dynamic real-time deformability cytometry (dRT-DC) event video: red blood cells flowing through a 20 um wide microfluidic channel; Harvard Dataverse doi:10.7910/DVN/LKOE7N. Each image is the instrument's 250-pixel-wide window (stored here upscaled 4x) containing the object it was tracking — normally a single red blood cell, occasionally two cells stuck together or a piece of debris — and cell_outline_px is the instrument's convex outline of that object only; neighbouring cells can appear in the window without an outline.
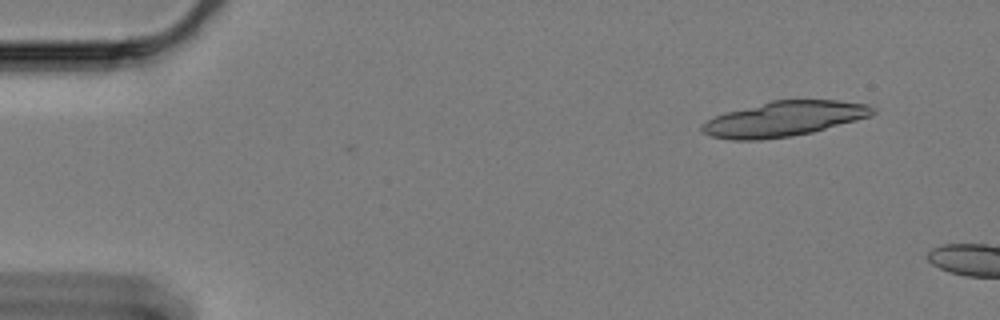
{"species": "Egyptian fruit bat (a non-hibernating species)", "species_latin": "Rousettus aegyptiacus", "temperature_condition": "cold", "stored_images_in_passage": 9, "camera_frame_rate_fps": 3000, "um_per_image_px": 0.085, "animal": {"sex": "female"}, "frame": {"image": 1, "passage_image": 1, "time_ms": 0.0, "image_size_px": [1000, 320], "cell_outline_px": [[876, 112], [872, 116], [812, 132], [788, 136], [760, 140], [732, 140], [712, 136], [700, 132], [700, 124], [716, 116], [728, 112], [772, 100], [836, 100], [868, 104], [876, 108]], "centroid_in_image_um": [66.66, 10.1], "position_along_channel_um": 18.3, "area_um2": 34.68}}